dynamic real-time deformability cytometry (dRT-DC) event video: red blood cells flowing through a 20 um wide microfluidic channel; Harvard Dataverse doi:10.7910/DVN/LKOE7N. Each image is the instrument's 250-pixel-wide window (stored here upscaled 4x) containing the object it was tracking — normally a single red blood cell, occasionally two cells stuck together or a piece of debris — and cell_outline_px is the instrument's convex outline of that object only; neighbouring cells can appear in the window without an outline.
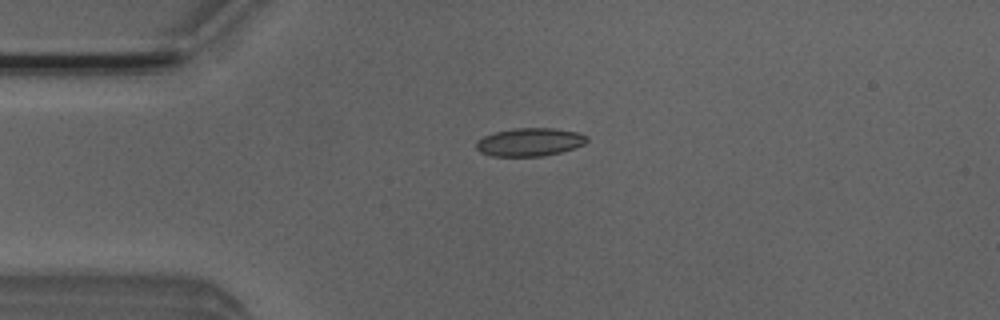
{"species": "Egyptian fruit bat (a non-hibernating species)", "species_latin": "Rousettus aegyptiacus", "temperature_condition": "room temperature", "stored_images_in_passage": 8, "camera_frame_rate_fps": 3000, "um_per_image_px": 0.085, "animal": {"sex": "male"}, "frame": {"image": 1, "passage_image": 4, "time_ms": 1.0, "image_size_px": [1000, 320], "cell_outline_px": [[588, 140], [584, 144], [560, 152], [544, 156], [492, 156], [480, 152], [476, 148], [476, 140], [484, 136], [496, 132], [516, 128], [556, 128], [580, 132], [588, 136]], "centroid_in_image_um": [45.04, 12.07], "position_along_channel_um": 40.0, "area_um2": 18.21}}
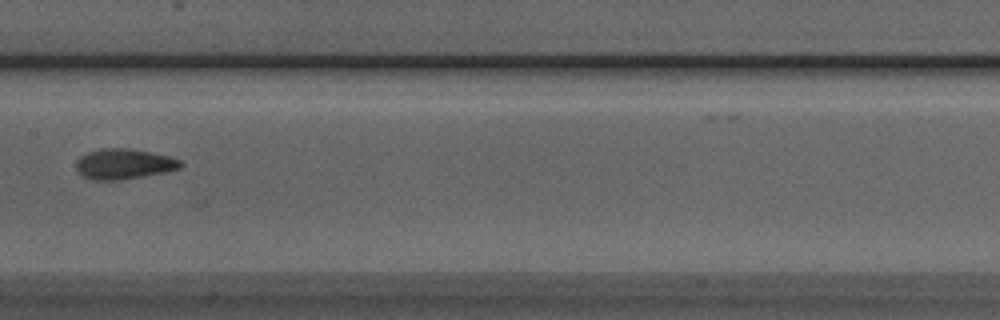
{"frame": {"image": 2, "passage_image": 8, "time_ms": 2.333, "image_size_px": [1000, 320], "cell_outline_px": [[184, 164], [180, 168], [168, 172], [120, 180], [92, 180], [84, 176], [76, 168], [76, 164], [80, 156], [88, 152], [100, 148], [128, 148], [168, 156], [180, 160]], "centroid_in_image_um": [10.55, 13.94], "position_along_channel_um": 196.9, "area_um2": 18.44}}